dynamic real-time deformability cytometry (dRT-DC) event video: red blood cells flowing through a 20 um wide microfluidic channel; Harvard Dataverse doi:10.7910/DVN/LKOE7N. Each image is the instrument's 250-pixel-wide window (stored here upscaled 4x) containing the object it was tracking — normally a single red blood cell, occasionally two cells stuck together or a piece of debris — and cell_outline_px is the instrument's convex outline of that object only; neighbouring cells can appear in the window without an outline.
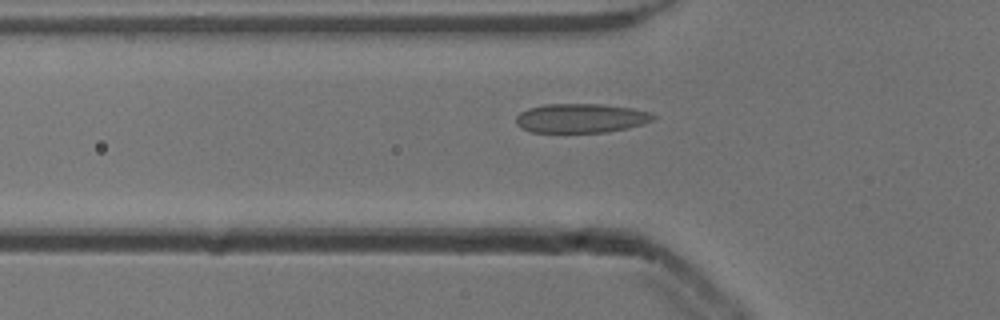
{"species": "common noctule bat (a hibernating species)", "species_latin": "Nyctalus noctula", "temperature_condition": "cold", "stored_images_in_passage": 47, "camera_frame_rate_fps": 3000, "um_per_image_px": 0.085, "animal": {"sex": "male", "body_mass_g": 13.3}, "frame": {"image": 1, "passage_image": 17, "time_ms": 5.333, "image_size_px": [1000, 320], "cell_outline_px": [[656, 116], [652, 120], [628, 128], [604, 132], [532, 132], [520, 128], [516, 124], [516, 116], [520, 112], [528, 108], [544, 104], [604, 104], [632, 108], [652, 112]], "centroid_in_image_um": [49.36, 10.04], "position_along_channel_um": 76.4, "area_um2": 23.41}}
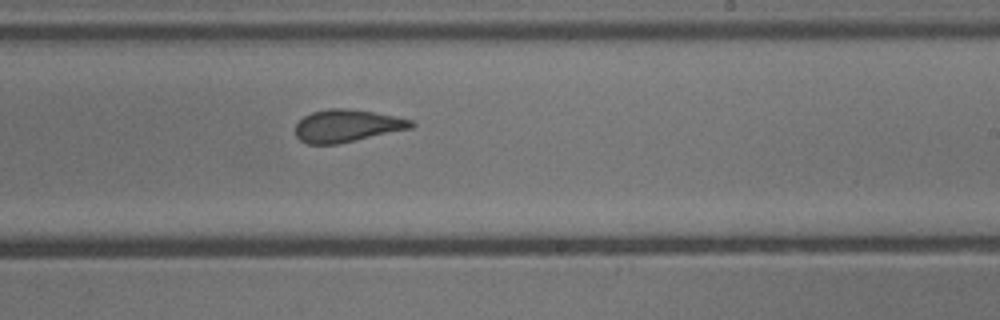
{"frame": {"image": 2, "passage_image": 31, "time_ms": 10.0, "image_size_px": [1000, 320], "cell_outline_px": [[416, 124], [412, 128], [336, 144], [308, 144], [300, 140], [296, 136], [296, 124], [304, 116], [312, 112], [328, 108], [344, 108], [372, 112], [412, 120]], "centroid_in_image_um": [29.47, 10.69], "position_along_channel_um": 259.5, "area_um2": 21.62}}
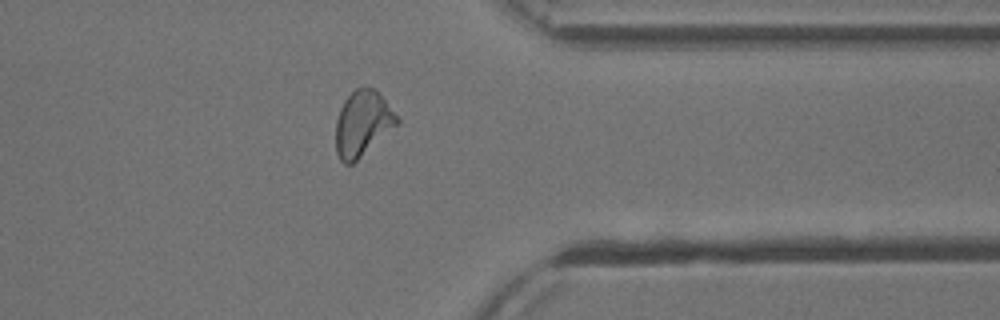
{"frame": {"image": 3, "passage_image": 41, "time_ms": 13.333, "image_size_px": [1000, 320], "cell_outline_px": [[400, 124], [352, 164], [344, 164], [340, 160], [336, 152], [336, 120], [340, 108], [344, 100], [356, 88], [364, 84], [376, 88], [400, 120]], "centroid_in_image_um": [30.83, 10.47], "position_along_channel_um": 380.6, "area_um2": 23.7}, "authors_computed_cell_mechanics": {"area_um2": 23.3512, "velocity_mm_per_s": 3.8954, "shape_relaxation_time_tau1_ms": null, "shape_relaxation_time_tau2_ms": 1.1771, "deformation_change_tau1": null, "deformation_change_tau2": 0.0813}}